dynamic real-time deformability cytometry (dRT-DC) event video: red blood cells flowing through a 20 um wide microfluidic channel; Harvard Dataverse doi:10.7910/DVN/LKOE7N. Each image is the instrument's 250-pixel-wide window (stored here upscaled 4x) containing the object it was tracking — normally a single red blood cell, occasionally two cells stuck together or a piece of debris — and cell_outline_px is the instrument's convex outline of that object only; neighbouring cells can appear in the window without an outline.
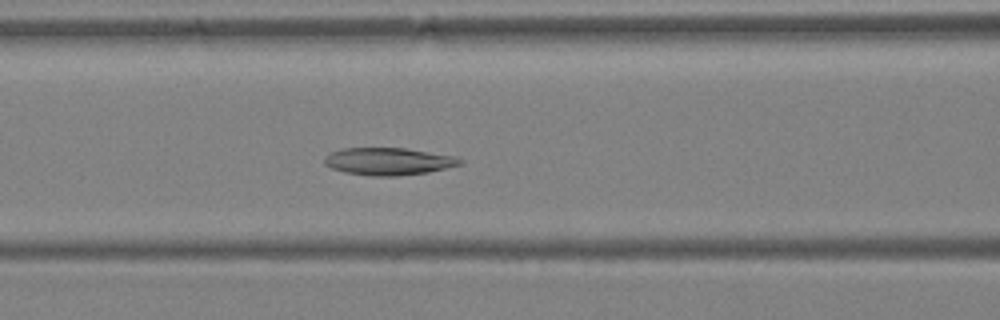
{"species": "Egyptian fruit bat (a non-hibernating species)", "species_latin": "Rousettus aegyptiacus", "temperature_condition": "warm", "stored_images_in_passage": 29, "camera_frame_rate_fps": 3000, "um_per_image_px": 0.085, "animal": {"sex": "female"}, "frame": {"image": 1, "passage_image": 6, "time_ms": 1.667, "image_size_px": [1000, 320], "cell_outline_px": [[464, 160], [460, 164], [428, 172], [396, 176], [372, 176], [344, 172], [332, 168], [324, 164], [324, 156], [332, 152], [344, 148], [404, 148], [452, 156]], "centroid_in_image_um": [32.96, 13.72], "position_along_channel_um": 133.6, "area_um2": 21.33}}
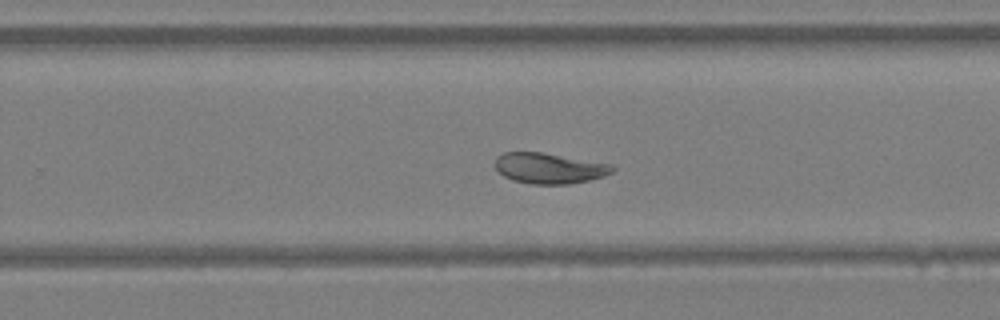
{"frame": {"image": 2, "passage_image": 15, "time_ms": 4.667, "image_size_px": [1000, 320], "cell_outline_px": [[616, 168], [612, 172], [604, 176], [588, 180], [568, 184], [532, 184], [512, 180], [504, 176], [492, 164], [496, 156], [504, 152], [544, 152], [612, 164]], "centroid_in_image_um": [46.66, 14.28], "position_along_channel_um": 283.1, "area_um2": 21.15}}
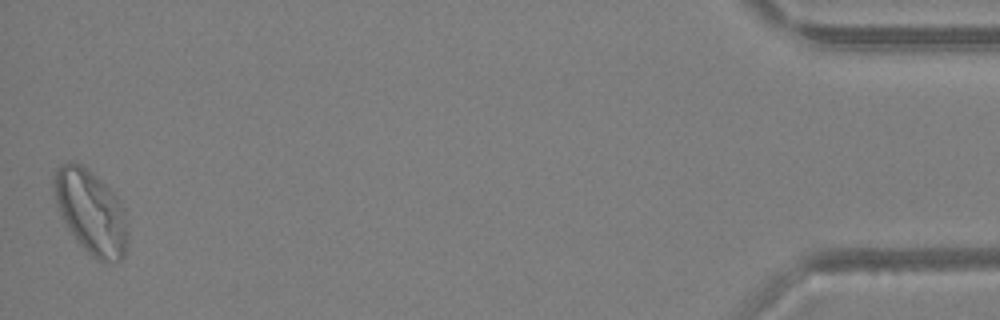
{"frame": {"image": 3, "passage_image": 29, "time_ms": 9.333, "image_size_px": [1000, 320], "cell_outline_px": [[124, 256], [120, 260], [96, 260], [84, 248], [68, 228], [56, 204], [52, 184], [52, 180], [56, 168], [60, 164], [68, 160], [72, 160], [80, 164], [96, 176], [120, 200], [124, 208]], "centroid_in_image_um": [7.65, 17.93], "position_along_channel_um": 427.5, "area_um2": 35.08}}